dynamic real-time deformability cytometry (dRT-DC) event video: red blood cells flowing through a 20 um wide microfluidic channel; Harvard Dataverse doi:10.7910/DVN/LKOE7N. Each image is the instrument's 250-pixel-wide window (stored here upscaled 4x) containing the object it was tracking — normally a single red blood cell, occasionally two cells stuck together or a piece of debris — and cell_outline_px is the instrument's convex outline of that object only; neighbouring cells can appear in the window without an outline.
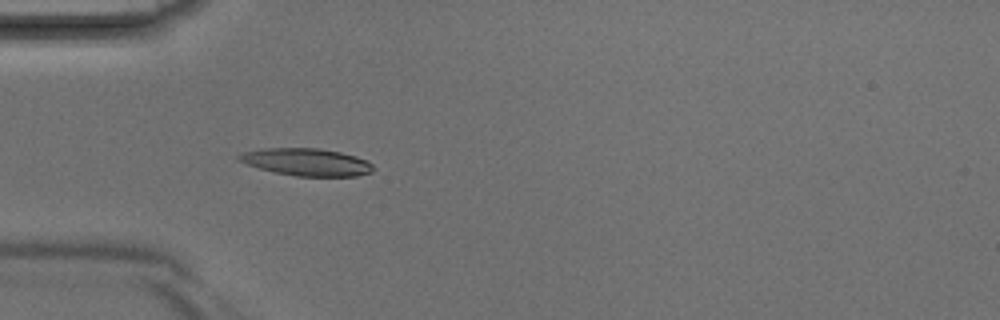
{"species": "Egyptian fruit bat (a non-hibernating species)", "species_latin": "Rousettus aegyptiacus", "temperature_condition": "room temperature", "stored_images_in_passage": 4, "camera_frame_rate_fps": 3000, "um_per_image_px": 0.085, "animal": {"sex": "male"}, "frame": {"image": 1, "passage_image": 4, "time_ms": 1.0, "image_size_px": [1000, 320], "cell_outline_px": [[376, 168], [372, 172], [356, 176], [296, 176], [276, 172], [260, 168], [248, 164], [240, 160], [236, 156], [244, 152], [264, 148], [320, 148], [340, 152], [356, 156], [368, 160]], "centroid_in_image_um": [26.13, 13.77], "position_along_channel_um": 58.9, "area_um2": 21.33}}